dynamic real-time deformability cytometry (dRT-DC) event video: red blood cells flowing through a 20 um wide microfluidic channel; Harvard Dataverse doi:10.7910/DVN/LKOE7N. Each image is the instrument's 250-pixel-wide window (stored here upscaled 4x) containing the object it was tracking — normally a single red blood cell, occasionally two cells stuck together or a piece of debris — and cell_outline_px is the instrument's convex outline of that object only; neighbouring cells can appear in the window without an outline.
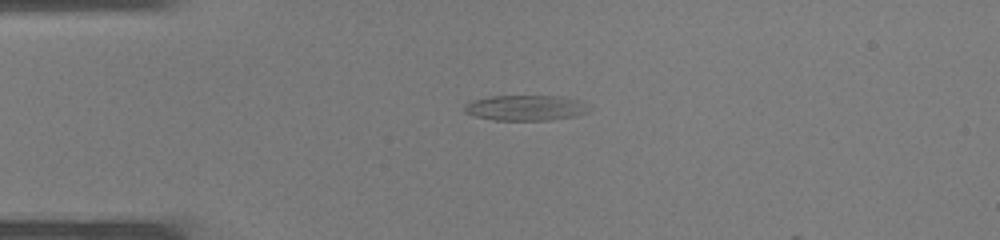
{"species": "common noctule bat (a hibernating species)", "species_latin": "Nyctalus noctula", "temperature_condition": "warm", "stored_images_in_passage": 30, "camera_frame_rate_fps": 3000, "um_per_image_px": 0.085, "animal": {"sex": "male", "body_mass_g": 19.0, "forearm_length_mm": 50.8}, "frame": {"image": 1, "passage_image": 1, "time_ms": 0.0, "image_size_px": [1000, 240], "cell_outline_px": [[588, 112], [576, 116], [548, 120], [496, 120], [476, 116], [464, 112], [464, 104], [472, 100], [488, 96], [564, 96], [584, 100]], "centroid_in_image_um": [44.69, 9.15], "position_along_channel_um": 40.3, "area_um2": 18.61}}
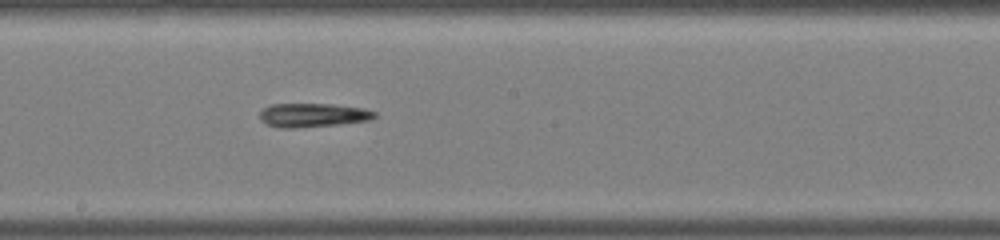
{"frame": {"image": 2, "passage_image": 13, "time_ms": 4.0, "image_size_px": [1000, 240], "cell_outline_px": [[376, 116], [372, 120], [340, 124], [296, 128], [280, 128], [268, 124], [260, 120], [260, 112], [264, 108], [272, 104], [332, 104], [364, 108], [376, 112]], "centroid_in_image_um": [26.62, 9.79], "position_along_channel_um": 221.6, "area_um2": 16.01}}
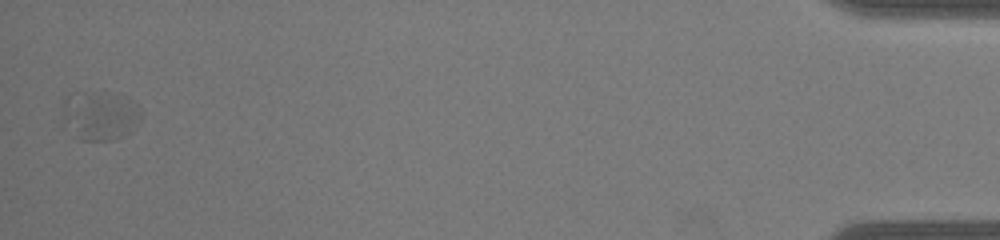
{"frame": {"image": 3, "passage_image": 30, "time_ms": 9.667, "image_size_px": [1000, 240], "cell_outline_px": [[140, 120], [132, 128], [120, 136], [108, 140], [80, 140], [72, 136], [64, 124], [60, 100], [72, 92], [92, 92], [128, 96], [140, 108]], "centroid_in_image_um": [8.39, 9.79], "position_along_channel_um": 426.8, "area_um2": 22.72}}